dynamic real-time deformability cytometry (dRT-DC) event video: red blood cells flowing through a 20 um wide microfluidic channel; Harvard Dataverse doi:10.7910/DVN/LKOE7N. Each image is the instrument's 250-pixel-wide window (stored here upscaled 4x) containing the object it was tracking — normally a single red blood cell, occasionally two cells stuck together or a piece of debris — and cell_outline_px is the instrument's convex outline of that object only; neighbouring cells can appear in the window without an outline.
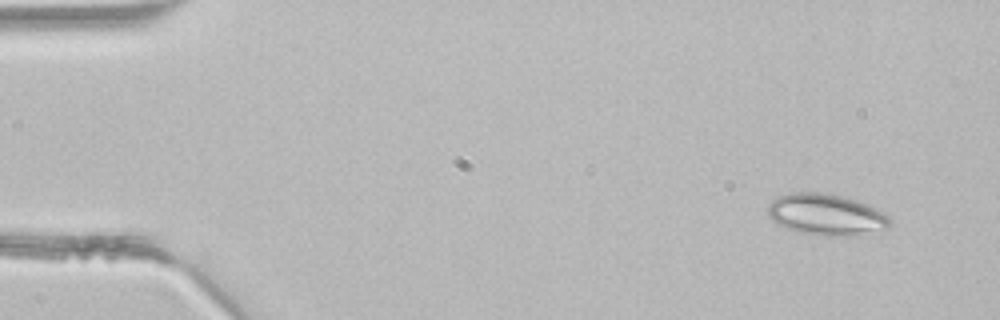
{"species": "common noctule bat (a hibernating species)", "species_latin": "Nyctalus noctula", "temperature_condition": "room temperature", "stored_images_in_passage": 3, "camera_frame_rate_fps": 3000, "um_per_image_px": 0.085, "animal": {"sex": "male", "body_mass_g": 21.5, "forearm_length_mm": 52.0}, "frame": {"image": 1, "passage_image": 1, "time_ms": 0.0, "image_size_px": [1000, 320], "cell_outline_px": [[892, 224], [888, 228], [828, 236], [800, 232], [788, 228], [772, 220], [768, 216], [768, 204], [772, 200], [780, 196], [792, 192], [824, 192], [856, 200], [868, 204], [884, 212], [892, 220]], "centroid_in_image_um": [70.2, 18.19], "position_along_channel_um": 14.8, "area_um2": 28.73}}